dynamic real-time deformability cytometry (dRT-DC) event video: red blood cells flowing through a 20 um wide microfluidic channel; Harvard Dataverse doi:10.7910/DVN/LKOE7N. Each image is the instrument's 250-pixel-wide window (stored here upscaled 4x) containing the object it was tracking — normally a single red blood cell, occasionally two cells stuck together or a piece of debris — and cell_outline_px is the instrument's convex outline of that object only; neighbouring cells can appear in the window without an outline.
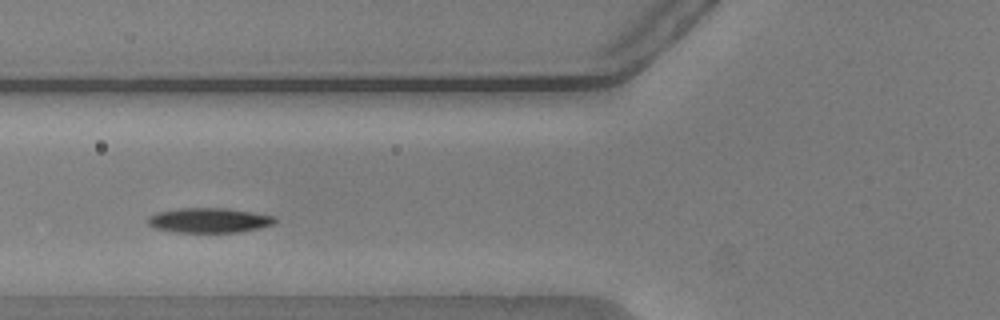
{"species": "common noctule bat (a hibernating species)", "species_latin": "Nyctalus noctula", "temperature_condition": "warm", "stored_images_in_passage": 42, "camera_frame_rate_fps": 3000, "um_per_image_px": 0.085, "animal": {"sex": "male", "body_mass_g": 20.5, "forearm_length_mm": 52.5}, "frame": {"image": 1, "passage_image": 9, "time_ms": 2.667, "image_size_px": [1000, 320], "cell_outline_px": [[276, 224], [260, 228], [236, 232], [176, 232], [156, 228], [148, 224], [148, 216], [156, 212], [176, 208], [228, 208], [252, 212], [272, 216], [276, 220]], "centroid_in_image_um": [17.76, 18.72], "position_along_channel_um": 108.0, "area_um2": 18.38}}
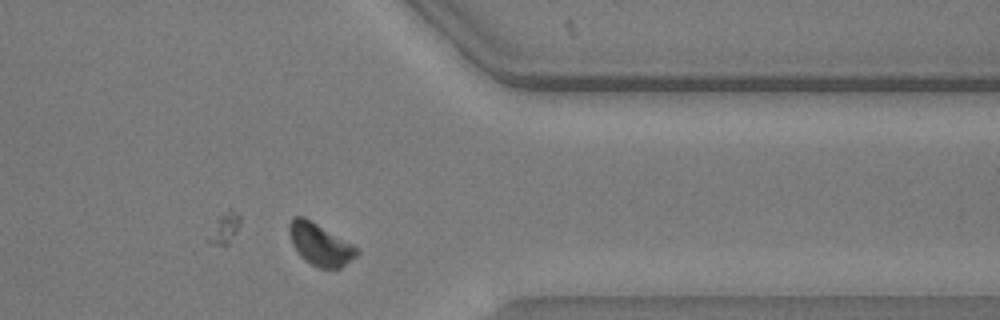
{"frame": {"image": 2, "passage_image": 32, "time_ms": 10.333, "image_size_px": [1000, 320], "cell_outline_px": [[360, 252], [356, 256], [340, 268], [320, 268], [304, 260], [300, 256], [292, 244], [288, 232], [288, 224], [292, 216], [304, 216], [360, 248]], "centroid_in_image_um": [27.19, 20.75], "position_along_channel_um": 384.2, "area_um2": 16.7}}
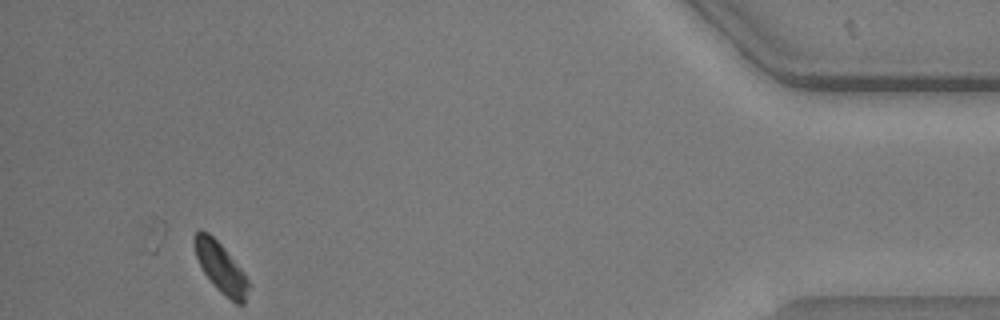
{"frame": {"image": 3, "passage_image": 39, "time_ms": 12.667, "image_size_px": [1000, 320], "cell_outline_px": [[248, 288], [244, 304], [236, 304], [216, 288], [204, 272], [196, 256], [192, 244], [192, 236], [200, 228], [208, 232], [224, 248], [244, 272], [248, 280]], "centroid_in_image_um": [18.72, 22.7], "position_along_channel_um": 416.5, "area_um2": 15.66}, "authors_computed_cell_mechanics": {"area_um2": 18.3515, "velocity_mm_per_s": 3.7051, "shape_relaxation_time_tau1_ms": 2.0645, "shape_relaxation_time_tau2_ms": null, "deformation_change_tau1": 0.0936, "deformation_change_tau2": null}}